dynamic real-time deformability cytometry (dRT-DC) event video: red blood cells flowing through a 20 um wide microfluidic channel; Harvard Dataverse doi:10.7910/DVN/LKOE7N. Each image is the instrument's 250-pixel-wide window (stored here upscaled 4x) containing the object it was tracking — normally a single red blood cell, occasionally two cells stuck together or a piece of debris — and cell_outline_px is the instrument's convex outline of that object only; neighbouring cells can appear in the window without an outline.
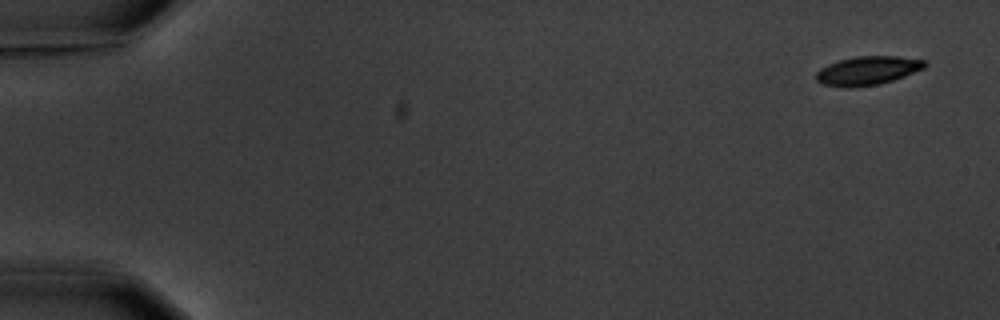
{"species": "common noctule bat (a hibernating species)", "species_latin": "Nyctalus noctula", "temperature_condition": "warm", "stored_images_in_passage": 11, "camera_frame_rate_fps": 3000, "um_per_image_px": 0.085, "animal": {"sex": "male", "body_mass_g": 20.1, "forearm_length_mm": 53.5}, "frame": {"image": 1, "passage_image": 1, "time_ms": 0.0, "image_size_px": [1000, 320], "cell_outline_px": [[928, 64], [924, 68], [904, 76], [880, 84], [848, 88], [820, 84], [816, 80], [816, 72], [820, 68], [828, 64], [840, 60], [856, 56], [900, 56], [924, 60]], "centroid_in_image_um": [73.73, 6.0], "position_along_channel_um": 11.3, "area_um2": 18.26}}